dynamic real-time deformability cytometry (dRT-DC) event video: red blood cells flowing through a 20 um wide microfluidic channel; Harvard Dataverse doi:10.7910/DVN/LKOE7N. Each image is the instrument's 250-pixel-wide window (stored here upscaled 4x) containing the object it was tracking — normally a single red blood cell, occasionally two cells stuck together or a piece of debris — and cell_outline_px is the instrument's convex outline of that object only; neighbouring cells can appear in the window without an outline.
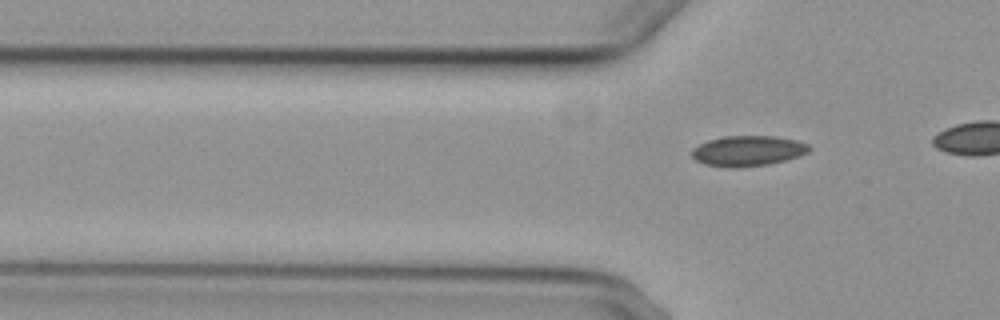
{"species": "common noctule bat (a hibernating species)", "species_latin": "Nyctalus noctula", "temperature_condition": "cold", "stored_images_in_passage": 3, "camera_frame_rate_fps": 3000, "um_per_image_px": 0.085, "animal": {"sex": "female", "body_mass_g": 29.2, "forearm_length_mm": 56.3}, "frame": {"image": 1, "passage_image": 3, "time_ms": 3.333, "image_size_px": [1000, 320], "cell_outline_px": [[812, 148], [808, 152], [800, 156], [768, 164], [736, 168], [728, 168], [704, 164], [696, 160], [692, 156], [692, 148], [708, 140], [724, 136], [776, 136], [796, 140], [808, 144]], "centroid_in_image_um": [63.57, 12.82], "position_along_channel_um": 62.2, "area_um2": 20.87}}